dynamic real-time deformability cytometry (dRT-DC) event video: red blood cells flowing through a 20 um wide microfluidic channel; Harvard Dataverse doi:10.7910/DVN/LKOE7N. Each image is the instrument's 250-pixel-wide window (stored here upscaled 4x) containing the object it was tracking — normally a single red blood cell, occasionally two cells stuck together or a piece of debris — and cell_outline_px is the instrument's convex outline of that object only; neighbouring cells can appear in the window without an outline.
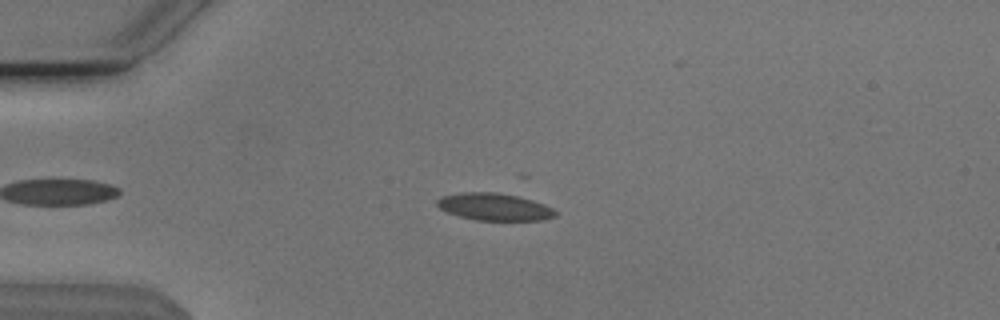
{"species": "Egyptian fruit bat (a non-hibernating species)", "species_latin": "Rousettus aegyptiacus", "temperature_condition": "cold", "stored_images_in_passage": 51, "camera_frame_rate_fps": 3000, "um_per_image_px": 0.085, "animal": {"sex": "male"}, "frame": {"image": 1, "passage_image": 13, "time_ms": 4.0, "image_size_px": [1000, 320], "cell_outline_px": [[556, 216], [544, 220], [476, 220], [460, 216], [448, 212], [440, 208], [436, 204], [436, 200], [440, 196], [460, 192], [496, 192], [516, 196], [532, 200], [544, 204], [552, 208], [556, 212]], "centroid_in_image_um": [42.0, 17.57], "position_along_channel_um": 43.0, "area_um2": 18.73}}
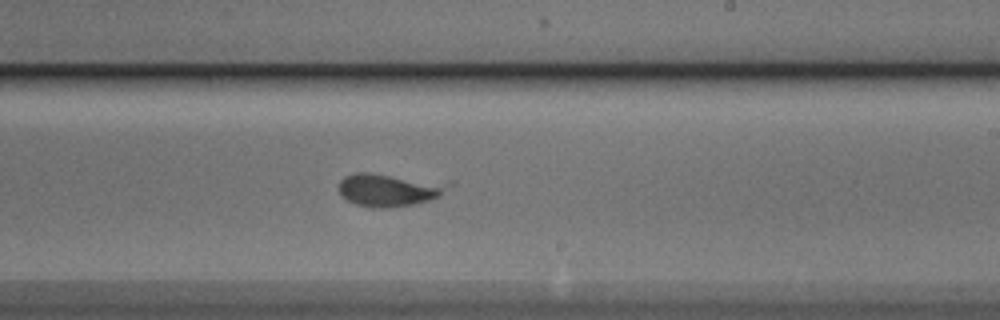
{"frame": {"image": 2, "passage_image": 32, "time_ms": 10.333, "image_size_px": [1000, 320], "cell_outline_px": [[452, 184], [440, 196], [416, 204], [388, 208], [372, 208], [356, 204], [340, 196], [340, 180], [344, 176], [356, 172], [368, 172]], "centroid_in_image_um": [33.0, 16.15], "position_along_channel_um": 256.0, "area_um2": 20.63}}
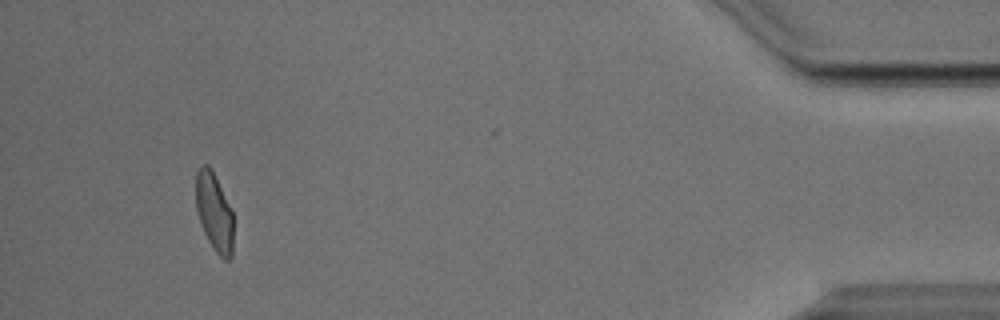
{"frame": {"image": 3, "passage_image": 50, "time_ms": 16.333, "image_size_px": [1000, 320], "cell_outline_px": [[232, 256], [228, 260], [224, 260], [216, 252], [208, 240], [200, 224], [196, 208], [196, 172], [200, 164], [208, 164], [212, 168], [232, 208]], "centroid_in_image_um": [18.2, 17.97], "position_along_channel_um": 417.0, "area_um2": 17.34}}